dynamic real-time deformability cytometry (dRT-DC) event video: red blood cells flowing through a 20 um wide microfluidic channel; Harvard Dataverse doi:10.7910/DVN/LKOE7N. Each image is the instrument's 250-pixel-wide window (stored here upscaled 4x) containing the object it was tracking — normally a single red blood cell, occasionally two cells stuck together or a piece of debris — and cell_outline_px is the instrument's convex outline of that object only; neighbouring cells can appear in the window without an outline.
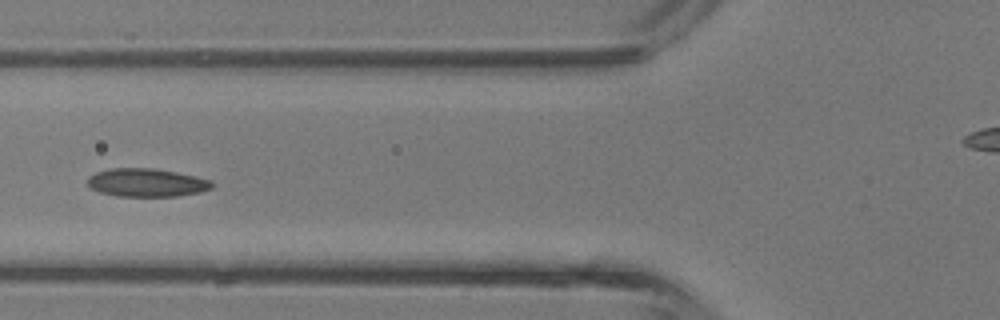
{"species": "common noctule bat (a hibernating species)", "species_latin": "Nyctalus noctula", "temperature_condition": "room temperature", "stored_images_in_passage": 27, "camera_frame_rate_fps": 3000, "um_per_image_px": 0.085, "animal": {"sex": "male", "body_mass_g": 13.3}, "frame": {"image": 1, "passage_image": 12, "time_ms": 3.667, "image_size_px": [1000, 320], "cell_outline_px": [[212, 188], [200, 192], [180, 196], [116, 196], [100, 192], [88, 188], [88, 176], [96, 172], [112, 168], [152, 168], [176, 172], [196, 176], [212, 180]], "centroid_in_image_um": [12.45, 15.52], "position_along_channel_um": 113.3, "area_um2": 20.58}}
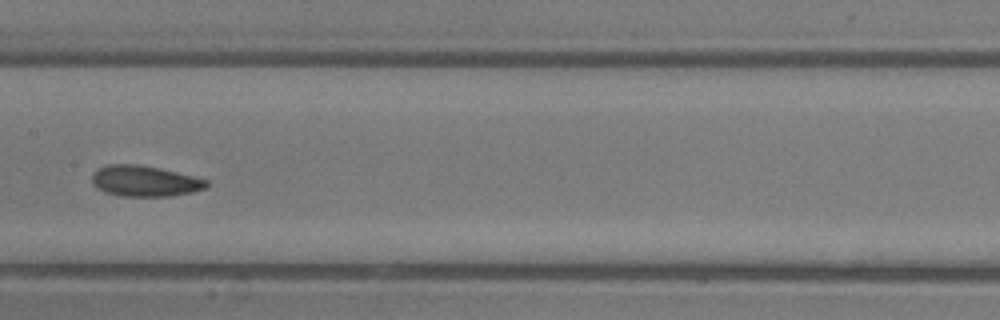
{"frame": {"image": 2, "passage_image": 17, "time_ms": 5.333, "image_size_px": [1000, 320], "cell_outline_px": [[208, 184], [204, 188], [192, 192], [168, 196], [120, 196], [104, 192], [96, 188], [92, 184], [92, 172], [108, 164], [136, 164], [160, 168], [208, 180]], "centroid_in_image_um": [12.25, 15.39], "position_along_channel_um": 195.2, "area_um2": 20.52}}
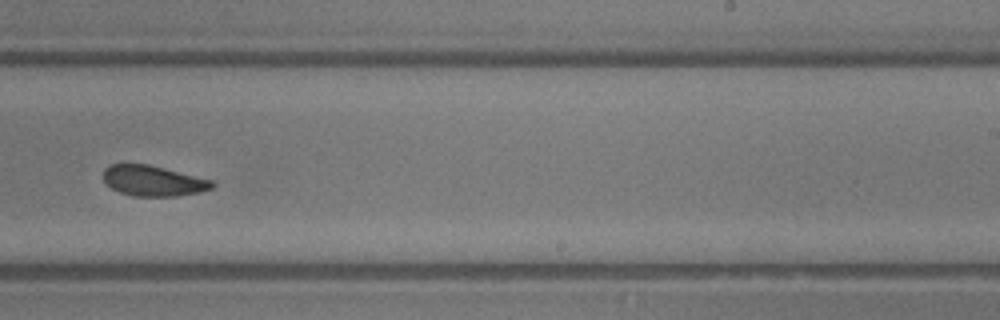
{"frame": {"image": 3, "passage_image": 22, "time_ms": 7.0, "image_size_px": [1000, 320], "cell_outline_px": [[216, 184], [212, 188], [200, 192], [176, 196], [132, 196], [120, 192], [112, 188], [104, 180], [104, 168], [112, 164], [148, 164], [212, 180]], "centroid_in_image_um": [13.03, 15.37], "position_along_channel_um": 276.0, "area_um2": 19.19}}